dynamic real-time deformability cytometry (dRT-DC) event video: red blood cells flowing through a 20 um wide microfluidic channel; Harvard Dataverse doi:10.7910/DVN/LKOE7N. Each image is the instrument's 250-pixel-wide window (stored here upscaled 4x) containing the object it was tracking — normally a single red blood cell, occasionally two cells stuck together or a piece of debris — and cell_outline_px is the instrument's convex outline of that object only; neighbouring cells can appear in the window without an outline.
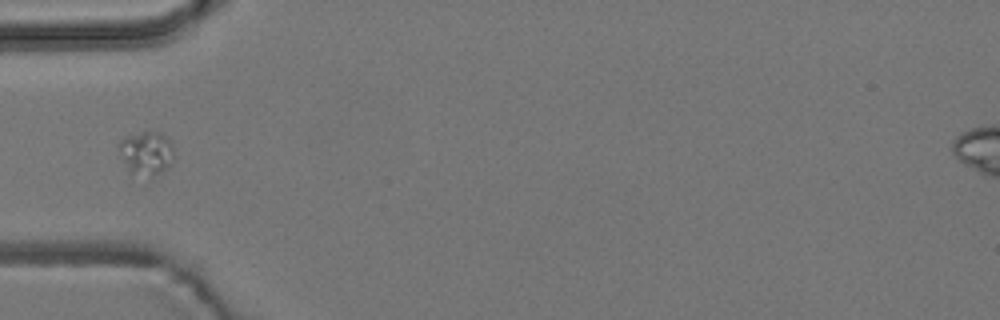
{"species": "common noctule bat (a hibernating species)", "species_latin": "Nyctalus noctula", "temperature_condition": "room temperature", "stored_images_in_passage": 7, "camera_frame_rate_fps": 3000, "um_per_image_px": 0.085, "animal": {"sex": "male", "body_mass_g": 19.2, "forearm_length_mm": 51.8}, "frame": {"image": 1, "passage_image": 6, "time_ms": 5.667, "image_size_px": [1000, 320], "cell_outline_px": [[172, 164], [168, 168], [152, 176], [128, 172], [120, 148], [120, 140], [124, 136], [140, 132], [160, 132], [168, 136], [172, 140]], "centroid_in_image_um": [12.48, 12.97], "position_along_channel_um": 72.5, "area_um2": 13.81}}
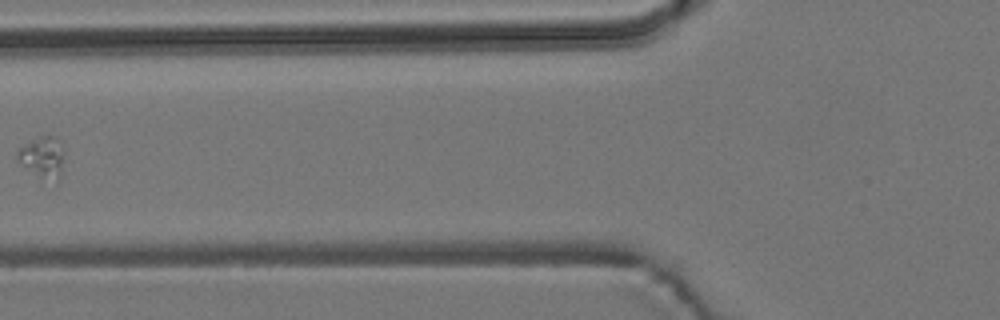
{"frame": {"image": 2, "passage_image": 7, "time_ms": 7.0, "image_size_px": [1000, 320], "cell_outline_px": [[64, 152], [60, 180], [56, 184], [40, 176], [20, 164], [16, 156], [16, 152], [20, 148], [32, 140], [40, 136], [56, 136]], "centroid_in_image_um": [3.65, 13.39], "position_along_channel_um": 122.1, "area_um2": 11.21}}